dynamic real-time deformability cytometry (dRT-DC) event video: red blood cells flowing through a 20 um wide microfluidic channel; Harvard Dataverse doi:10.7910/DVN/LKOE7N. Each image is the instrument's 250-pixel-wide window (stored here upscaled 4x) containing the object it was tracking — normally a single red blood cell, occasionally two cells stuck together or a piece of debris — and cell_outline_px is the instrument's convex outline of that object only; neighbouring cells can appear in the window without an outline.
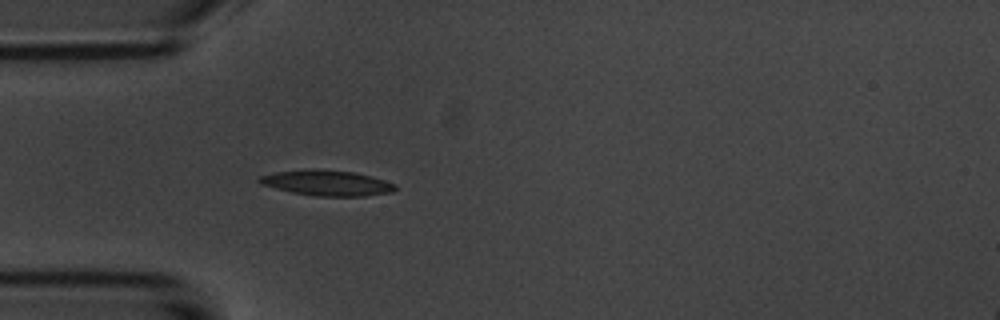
{"species": "common noctule bat (a hibernating species)", "species_latin": "Nyctalus noctula", "temperature_condition": "room temperature", "stored_images_in_passage": 4, "camera_frame_rate_fps": 3000, "um_per_image_px": 0.085, "animal": {"sex": "male", "body_mass_g": 20.1, "forearm_length_mm": 53.5}, "frame": {"image": 1, "passage_image": 4, "time_ms": 3.333, "image_size_px": [1000, 320], "cell_outline_px": [[396, 188], [392, 192], [364, 196], [316, 196], [292, 192], [260, 184], [256, 180], [260, 176], [276, 172], [312, 168], [316, 168], [352, 172], [368, 176], [396, 184]], "centroid_in_image_um": [27.75, 15.55], "position_along_channel_um": 57.3, "area_um2": 20.0}}